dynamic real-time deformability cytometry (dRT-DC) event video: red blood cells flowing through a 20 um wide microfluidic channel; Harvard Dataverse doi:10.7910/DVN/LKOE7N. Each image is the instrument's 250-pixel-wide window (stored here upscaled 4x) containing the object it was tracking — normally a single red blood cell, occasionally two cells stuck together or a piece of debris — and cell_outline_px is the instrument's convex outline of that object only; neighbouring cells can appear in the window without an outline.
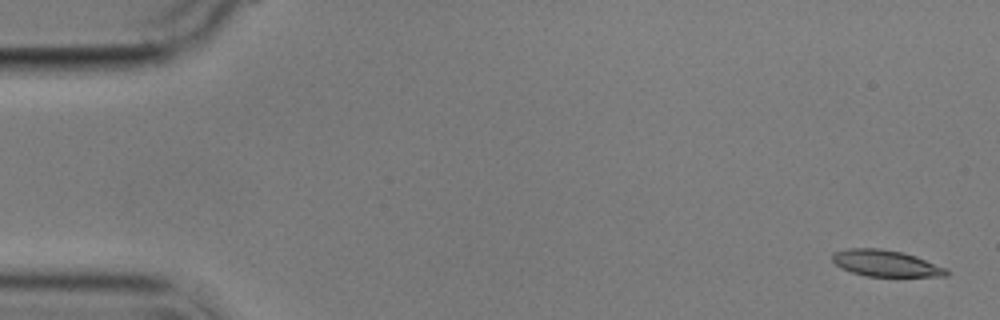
{"species": "common noctule bat (a hibernating species)", "species_latin": "Nyctalus noctula", "temperature_condition": "cold", "stored_images_in_passage": 4, "camera_frame_rate_fps": 3000, "um_per_image_px": 0.085, "animal": {"sex": "male", "body_mass_g": 17.9}, "frame": {"image": 1, "passage_image": 1, "time_ms": 0.0, "image_size_px": [1000, 320], "cell_outline_px": [[948, 276], [864, 276], [840, 268], [832, 260], [832, 252], [848, 248], [880, 248], [904, 252], [916, 256], [948, 268]], "centroid_in_image_um": [75.28, 22.37], "position_along_channel_um": 9.7, "area_um2": 17.74}}
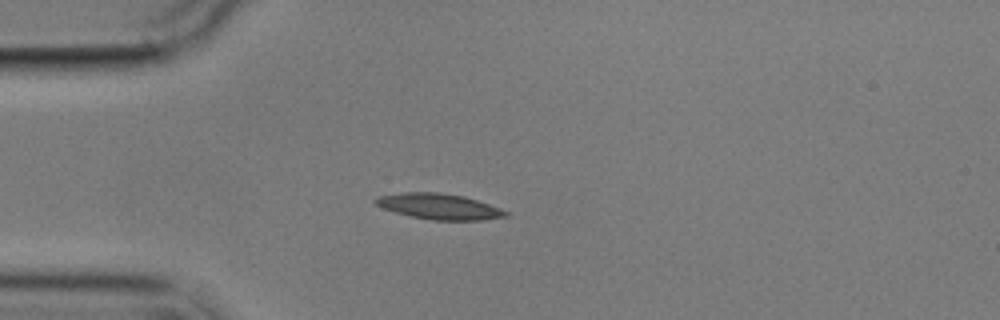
{"frame": {"image": 2, "passage_image": 4, "time_ms": 4.333, "image_size_px": [1000, 320], "cell_outline_px": [[508, 216], [480, 220], [432, 220], [412, 216], [396, 212], [384, 208], [376, 204], [372, 200], [380, 196], [404, 192], [440, 192], [464, 196], [500, 208], [508, 212]], "centroid_in_image_um": [37.33, 17.54], "position_along_channel_um": 47.7, "area_um2": 19.25}}